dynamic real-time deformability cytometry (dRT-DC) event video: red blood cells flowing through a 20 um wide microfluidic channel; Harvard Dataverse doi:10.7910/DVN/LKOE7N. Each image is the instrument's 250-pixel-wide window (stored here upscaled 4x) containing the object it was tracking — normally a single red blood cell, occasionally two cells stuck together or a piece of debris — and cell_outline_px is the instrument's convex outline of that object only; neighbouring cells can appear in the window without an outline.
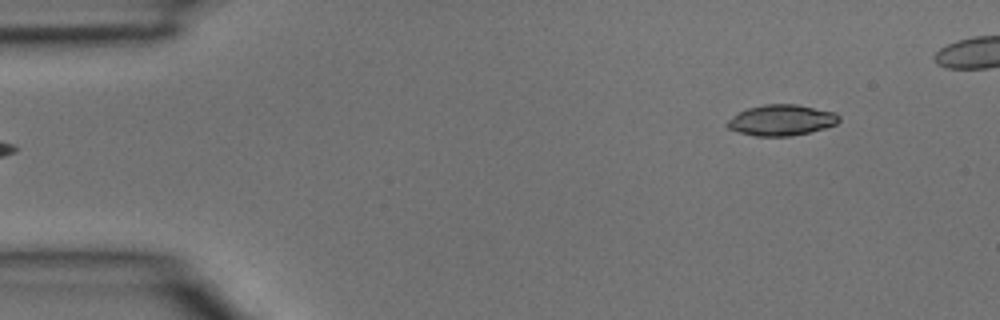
{"species": "common noctule bat (a hibernating species)", "species_latin": "Nyctalus noctula", "temperature_condition": "room temperature", "stored_images_in_passage": 4, "segment_of_instrument_passage": [2, 2], "camera_frame_rate_fps": 3000, "um_per_image_px": 0.085, "animal": {"sex": "male", "body_mass_g": 15.6}, "frame": {"image": 1, "passage_image": 4, "time_ms": 1.0, "image_size_px": [1000, 320], "cell_outline_px": [[840, 120], [836, 124], [824, 128], [792, 136], [756, 136], [740, 132], [728, 128], [724, 124], [732, 116], [748, 108], [764, 104], [796, 104], [836, 112], [840, 116]], "centroid_in_image_um": [66.43, 10.21], "position_along_channel_um": 18.6, "area_um2": 20.06}}